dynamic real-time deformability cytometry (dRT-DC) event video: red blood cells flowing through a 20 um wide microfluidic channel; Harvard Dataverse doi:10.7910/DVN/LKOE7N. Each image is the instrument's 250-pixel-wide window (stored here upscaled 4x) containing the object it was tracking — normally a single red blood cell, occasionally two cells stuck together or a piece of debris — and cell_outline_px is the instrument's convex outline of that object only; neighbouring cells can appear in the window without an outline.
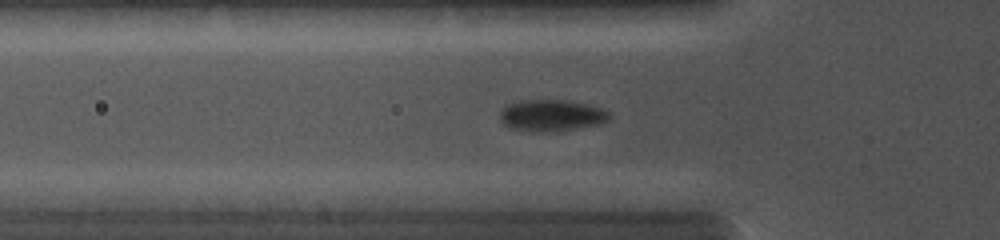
{"species": "common noctule bat (a hibernating species)", "species_latin": "Nyctalus noctula", "temperature_condition": "cold", "stored_images_in_passage": 22, "camera_frame_rate_fps": 5000, "um_per_image_px": 0.085, "animal": {"sex": "female", "body_mass_g": 19.0, "forearm_length_mm": 56.7}, "frame": {"image": 1, "passage_image": 8, "time_ms": 4.2, "image_size_px": [1000, 240], "cell_outline_px": [[612, 116], [608, 120], [600, 124], [576, 128], [544, 132], [528, 132], [512, 128], [504, 124], [500, 120], [500, 112], [508, 104], [516, 100], [564, 100], [588, 104], [604, 108]], "centroid_in_image_um": [46.88, 9.8], "position_along_channel_um": 78.9, "area_um2": 20.23}}
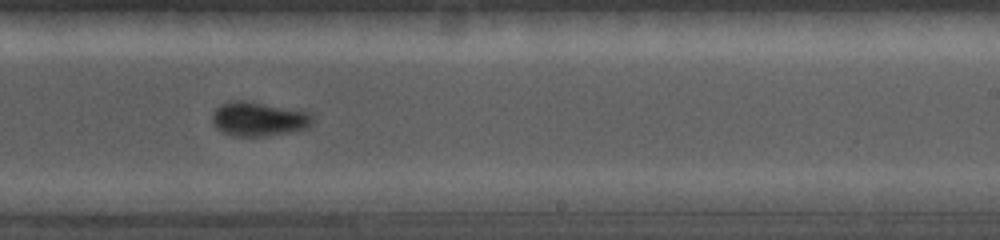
{"frame": {"image": 2, "passage_image": 17, "time_ms": 8.4, "image_size_px": [1000, 240], "cell_outline_px": [[312, 124], [308, 128], [288, 132], [264, 136], [236, 136], [224, 132], [216, 128], [212, 124], [212, 112], [220, 104], [236, 100], [244, 100], [308, 112], [312, 116]], "centroid_in_image_um": [21.95, 10.11], "position_along_channel_um": 267.1, "area_um2": 19.83}}
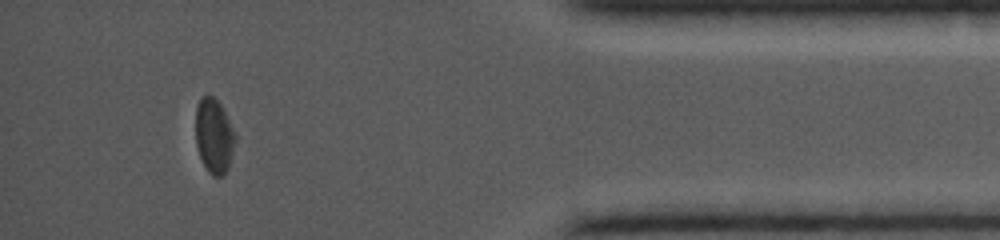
{"frame": {"image": 3, "passage_image": 21, "time_ms": 12.4, "image_size_px": [1000, 240], "cell_outline_px": [[236, 140], [228, 168], [220, 176], [212, 176], [208, 172], [200, 156], [196, 144], [196, 108], [200, 96], [208, 92], [220, 104], [236, 136]], "centroid_in_image_um": [18.17, 11.52], "position_along_channel_um": 417.0, "area_um2": 17.11}}